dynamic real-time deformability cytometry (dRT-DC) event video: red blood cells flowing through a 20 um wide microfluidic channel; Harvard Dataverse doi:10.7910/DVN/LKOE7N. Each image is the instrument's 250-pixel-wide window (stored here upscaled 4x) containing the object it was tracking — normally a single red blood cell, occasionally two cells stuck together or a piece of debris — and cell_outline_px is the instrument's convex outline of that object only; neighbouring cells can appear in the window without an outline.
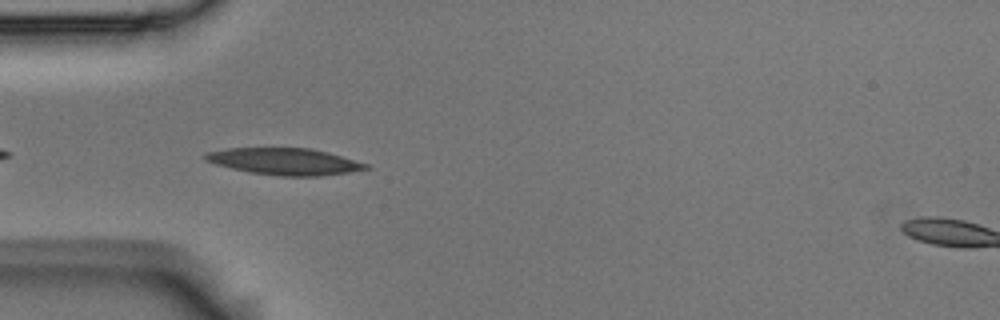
{"species": "Egyptian fruit bat (a non-hibernating species)", "species_latin": "Rousettus aegyptiacus", "temperature_condition": "room temperature", "stored_images_in_passage": 16, "camera_frame_rate_fps": 3000, "um_per_image_px": 0.085, "animal": {"sex": "male"}, "frame": {"image": 1, "passage_image": 3, "time_ms": 0.667, "image_size_px": [1000, 320], "cell_outline_px": [[372, 168], [348, 172], [320, 176], [280, 176], [252, 172], [232, 168], [216, 164], [204, 160], [204, 152], [228, 148], [312, 148], [328, 152], [368, 164]], "centroid_in_image_um": [24.19, 13.72], "position_along_channel_um": 60.8, "area_um2": 24.91}}
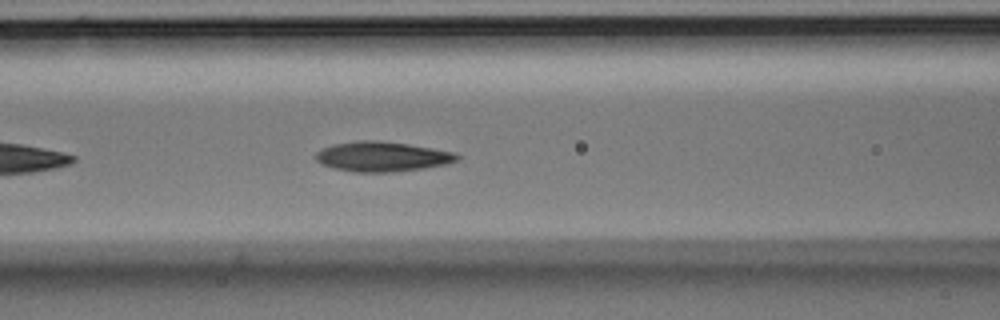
{"frame": {"image": 2, "passage_image": 9, "time_ms": 2.667, "image_size_px": [1000, 320], "cell_outline_px": [[460, 160], [444, 164], [424, 168], [392, 172], [356, 172], [336, 168], [324, 164], [316, 160], [316, 152], [332, 144], [360, 140], [376, 140], [408, 144], [456, 152], [460, 156]], "centroid_in_image_um": [32.53, 13.3], "position_along_channel_um": 134.1, "area_um2": 24.45}}
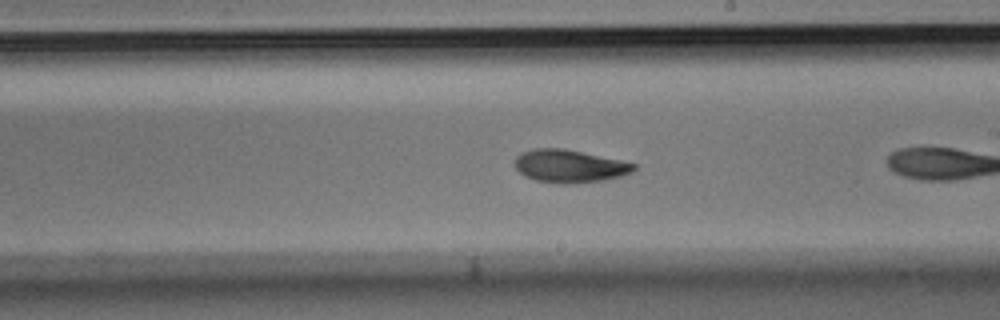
{"frame": {"image": 3, "passage_image": 15, "time_ms": 4.667, "image_size_px": [1000, 320], "cell_outline_px": [[636, 168], [632, 172], [620, 176], [604, 180], [568, 184], [536, 180], [524, 176], [516, 168], [516, 156], [520, 152], [532, 148], [564, 148], [620, 160], [636, 164]], "centroid_in_image_um": [48.39, 14.11], "position_along_channel_um": 240.6, "area_um2": 22.66}}